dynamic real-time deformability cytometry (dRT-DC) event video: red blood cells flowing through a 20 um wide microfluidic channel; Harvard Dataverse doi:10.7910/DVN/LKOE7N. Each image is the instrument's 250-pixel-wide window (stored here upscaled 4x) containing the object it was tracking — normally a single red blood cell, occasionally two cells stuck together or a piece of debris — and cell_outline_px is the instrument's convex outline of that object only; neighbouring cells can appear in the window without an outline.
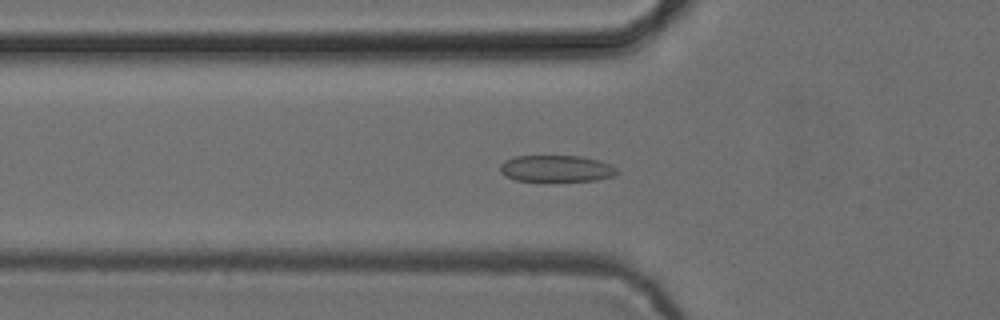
{"species": "common noctule bat (a hibernating species)", "species_latin": "Nyctalus noctula", "temperature_condition": "cold", "stored_images_in_passage": 53, "camera_frame_rate_fps": 3000, "um_per_image_px": 0.085, "animal": {"sex": "female", "body_mass_g": 24.6, "forearm_length_mm": 56.2}, "frame": {"image": 1, "passage_image": 18, "time_ms": 5.667, "image_size_px": [1000, 320], "cell_outline_px": [[620, 172], [616, 176], [596, 180], [552, 184], [544, 184], [516, 180], [504, 176], [500, 172], [500, 164], [504, 160], [516, 156], [580, 156], [600, 160], [612, 164]], "centroid_in_image_um": [47.3, 14.39], "position_along_channel_um": 78.5, "area_um2": 19.42}}
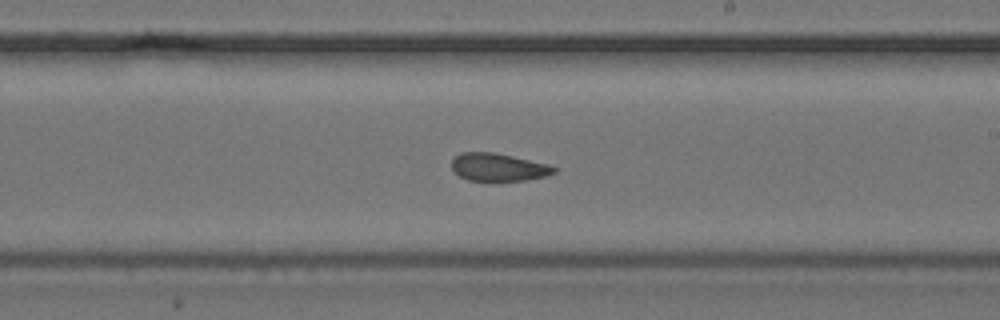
{"frame": {"image": 2, "passage_image": 31, "time_ms": 10.0, "image_size_px": [1000, 320], "cell_outline_px": [[556, 172], [544, 176], [524, 180], [468, 180], [460, 176], [452, 168], [452, 160], [460, 152], [492, 152], [512, 156], [548, 164], [556, 168]], "centroid_in_image_um": [42.34, 14.2], "position_along_channel_um": 246.7, "area_um2": 16.24}}
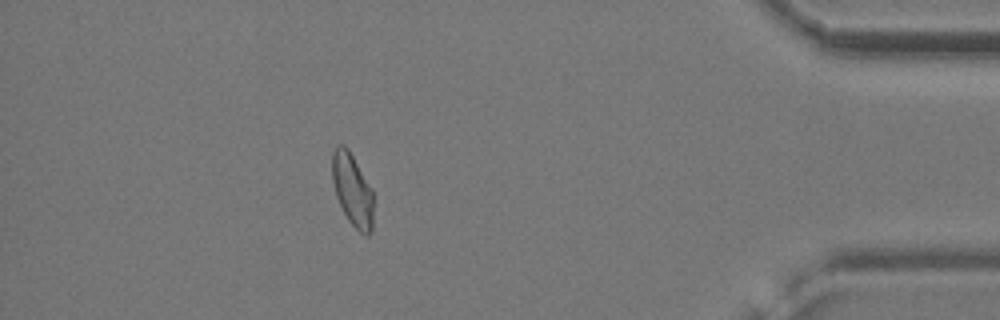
{"frame": {"image": 3, "passage_image": 47, "time_ms": 15.333, "image_size_px": [1000, 320], "cell_outline_px": [[372, 232], [368, 236], [364, 236], [348, 220], [336, 196], [332, 180], [332, 152], [340, 144], [344, 144], [348, 148], [372, 188]], "centroid_in_image_um": [29.95, 16.13], "position_along_channel_um": 405.2, "area_um2": 17.34}, "authors_computed_cell_mechanics": {"area_um2": 18.0914, "velocity_mm_per_s": 3.8694, "shape_relaxation_time_tau1_ms": null, "shape_relaxation_time_tau2_ms": 1.6967, "deformation_change_tau1": null, "deformation_change_tau2": 0.0747}}